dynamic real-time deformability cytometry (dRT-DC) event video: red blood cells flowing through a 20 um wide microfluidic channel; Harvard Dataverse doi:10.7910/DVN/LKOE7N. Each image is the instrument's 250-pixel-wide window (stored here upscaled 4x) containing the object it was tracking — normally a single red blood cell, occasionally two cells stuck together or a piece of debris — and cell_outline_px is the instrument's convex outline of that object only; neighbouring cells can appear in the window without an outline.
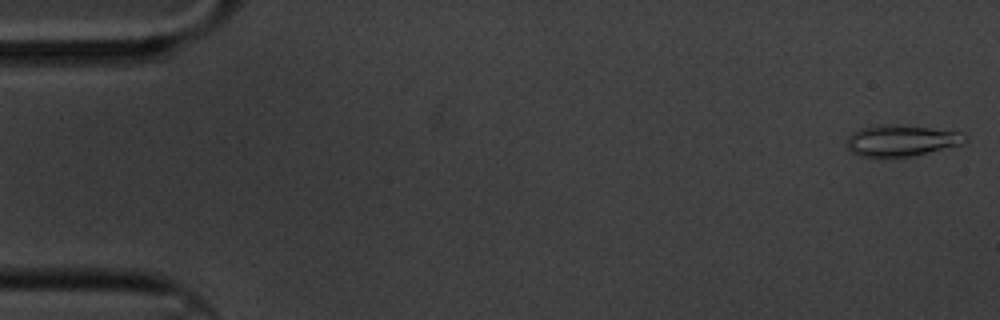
{"species": "common noctule bat (a hibernating species)", "species_latin": "Nyctalus noctula", "temperature_condition": "cold", "stored_images_in_passage": 52, "camera_frame_rate_fps": 3000, "um_per_image_px": 0.085, "animal": {"sex": "male", "body_mass_g": 20.1, "forearm_length_mm": 53.5}, "frame": {"image": 1, "passage_image": 1, "time_ms": 0.0, "image_size_px": [1000, 320], "cell_outline_px": [[968, 140], [964, 144], [928, 152], [908, 156], [860, 156], [852, 152], [848, 148], [848, 136], [852, 132], [860, 128], [880, 124], [892, 124], [928, 128], [960, 132], [968, 136]], "centroid_in_image_um": [76.63, 11.93], "position_along_channel_um": 8.4, "area_um2": 21.27}}
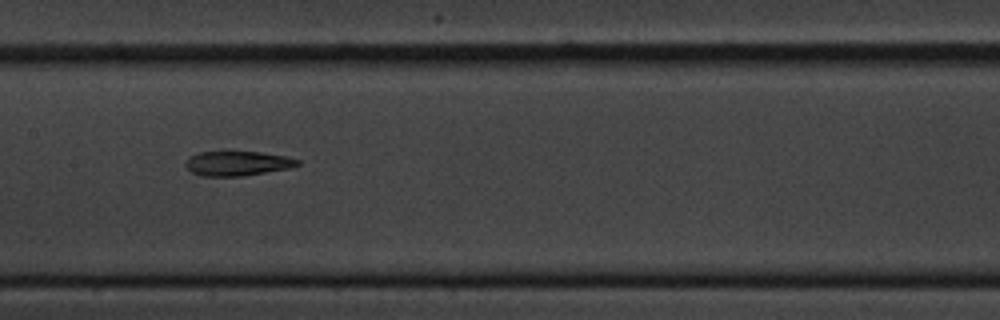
{"frame": {"image": 2, "passage_image": 29, "time_ms": 9.333, "image_size_px": [1000, 320], "cell_outline_px": [[300, 164], [288, 168], [244, 176], [200, 176], [192, 172], [184, 164], [192, 156], [200, 152], [220, 148], [228, 148], [260, 152], [284, 156], [300, 160]], "centroid_in_image_um": [20.14, 13.83], "position_along_channel_um": 187.3, "area_um2": 16.76}}
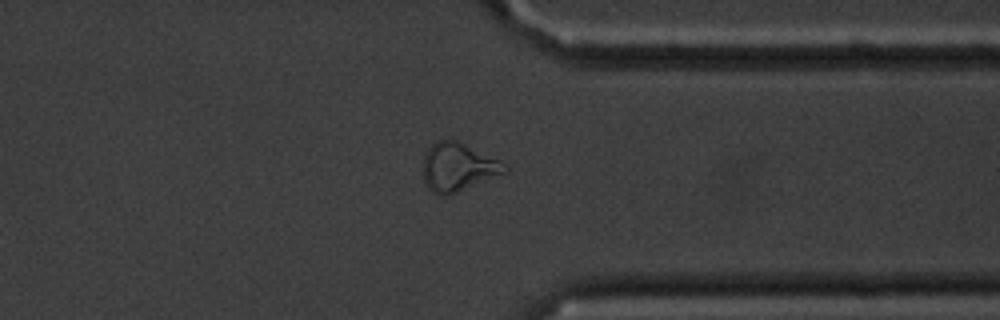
{"frame": {"image": 3, "passage_image": 46, "time_ms": 15.0, "image_size_px": [1000, 320], "cell_outline_px": [[508, 172], [448, 196], [444, 196], [432, 192], [428, 188], [424, 180], [424, 156], [428, 148], [436, 140], [456, 140], [500, 160], [508, 164]], "centroid_in_image_um": [38.96, 14.21], "position_along_channel_um": 372.4, "area_um2": 23.06}, "authors_computed_cell_mechanics": {"area_um2": 17.3978, "velocity_mm_per_s": 3.3252, "shape_relaxation_time_tau1_ms": null, "shape_relaxation_time_tau2_ms": 8.661, "deformation_change_tau1": null, "deformation_change_tau2": 0.1947}}